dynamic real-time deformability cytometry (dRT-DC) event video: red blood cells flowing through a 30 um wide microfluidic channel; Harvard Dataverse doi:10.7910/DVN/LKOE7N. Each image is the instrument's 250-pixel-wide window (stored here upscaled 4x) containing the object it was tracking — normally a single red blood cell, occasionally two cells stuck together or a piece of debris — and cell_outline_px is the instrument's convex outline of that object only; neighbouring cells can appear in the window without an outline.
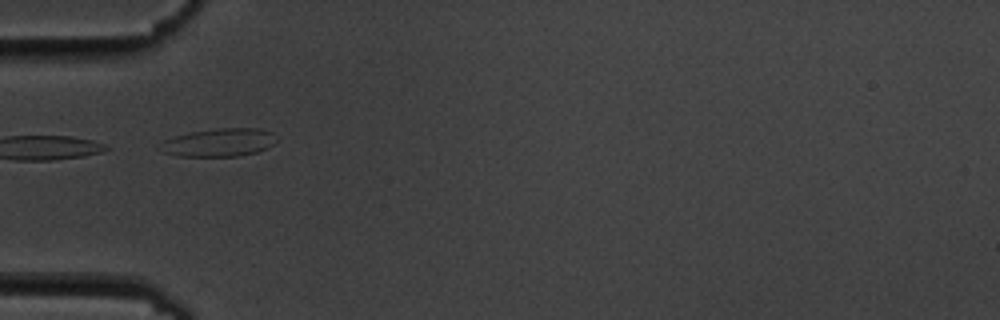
{"species": "common noctule bat (a hibernating species)", "species_latin": "Nyctalus noctula", "temperature_condition": "cold", "stored_images_in_passage": 10, "camera_frame_rate_fps": 3000, "um_per_image_px": 0.085, "animal": {"sex": "male", "body_mass_g": 19.5, "forearm_length_mm": 54.6}, "frame": {"image": 1, "passage_image": 6, "time_ms": 5.667, "image_size_px": [1000, 320], "cell_outline_px": [[276, 140], [268, 148], [256, 152], [240, 156], [180, 156], [164, 152], [156, 148], [156, 144], [164, 140], [176, 136], [192, 132], [216, 128], [260, 128], [272, 132]], "centroid_in_image_um": [18.58, 12.11], "position_along_channel_um": 66.4, "area_um2": 19.13}}
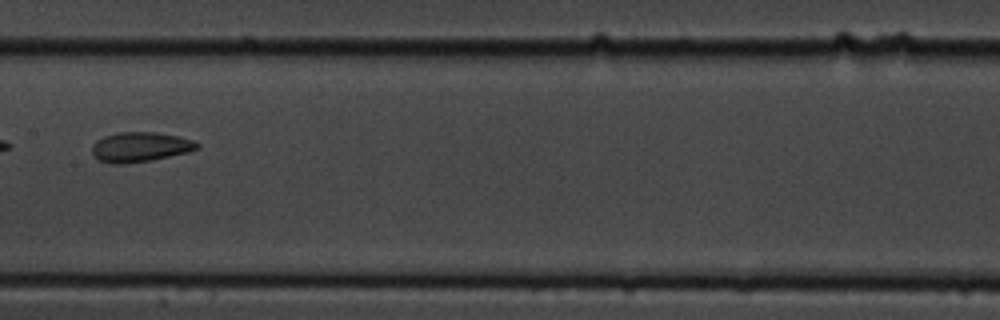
{"frame": {"image": 2, "passage_image": 9, "time_ms": 9.333, "image_size_px": [1000, 320], "cell_outline_px": [[200, 148], [188, 152], [152, 160], [124, 164], [112, 164], [100, 160], [92, 152], [92, 144], [96, 140], [104, 136], [116, 132], [152, 132], [180, 136], [192, 140], [200, 144]], "centroid_in_image_um": [11.92, 12.49], "position_along_channel_um": 195.5, "area_um2": 18.32}}
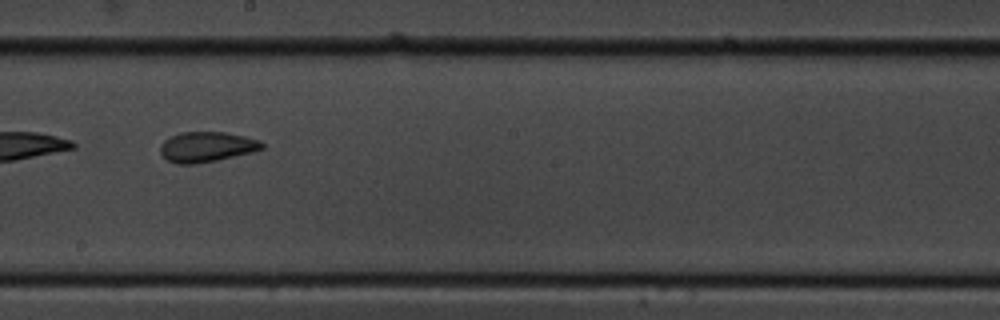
{"frame": {"image": 3, "passage_image": 10, "time_ms": 10.333, "image_size_px": [1000, 320], "cell_outline_px": [[264, 148], [252, 152], [216, 160], [196, 164], [176, 164], [168, 160], [160, 152], [160, 144], [164, 140], [180, 132], [224, 132], [244, 136], [260, 140], [264, 144]], "centroid_in_image_um": [17.56, 12.48], "position_along_channel_um": 230.6, "area_um2": 17.86}}